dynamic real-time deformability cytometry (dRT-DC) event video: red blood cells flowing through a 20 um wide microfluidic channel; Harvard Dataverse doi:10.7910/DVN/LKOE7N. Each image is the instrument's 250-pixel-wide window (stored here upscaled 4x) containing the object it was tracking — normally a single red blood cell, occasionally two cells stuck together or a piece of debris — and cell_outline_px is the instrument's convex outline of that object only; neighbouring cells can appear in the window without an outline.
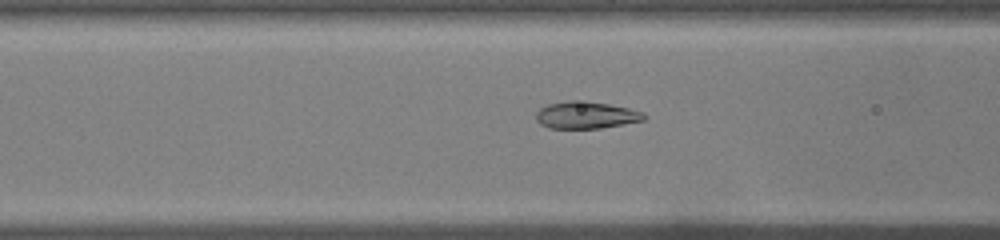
{"species": "common noctule bat (a hibernating species)", "species_latin": "Nyctalus noctula", "temperature_condition": "warm", "stored_images_in_passage": 35, "camera_frame_rate_fps": 3000, "um_per_image_px": 0.085, "animal": {"sex": "male", "body_mass_g": 19.0, "forearm_length_mm": 50.8}, "frame": {"image": 1, "passage_image": 5, "time_ms": 1.333, "image_size_px": [1000, 240], "cell_outline_px": [[648, 116], [644, 120], [624, 124], [600, 128], [548, 128], [540, 124], [536, 120], [536, 112], [540, 108], [548, 104], [568, 100], [572, 100], [608, 104], [628, 108], [644, 112]], "centroid_in_image_um": [49.81, 9.79], "position_along_channel_um": 116.8, "area_um2": 16.99}}
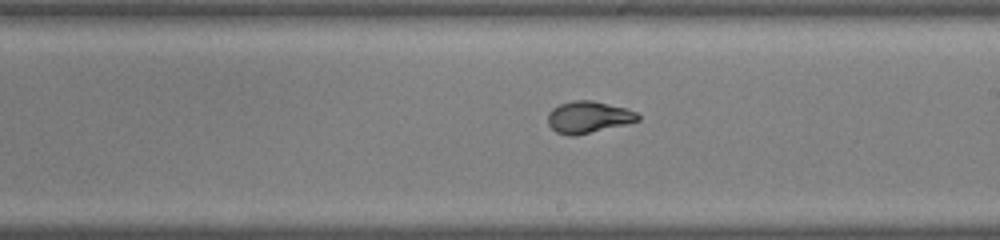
{"frame": {"image": 2, "passage_image": 14, "time_ms": 4.333, "image_size_px": [1000, 240], "cell_outline_px": [[640, 120], [576, 136], [568, 136], [556, 132], [548, 124], [548, 112], [552, 108], [560, 104], [572, 100], [592, 100], [624, 108], [636, 112], [640, 116]], "centroid_in_image_um": [49.97, 9.96], "position_along_channel_um": 239.0, "area_um2": 16.59}}
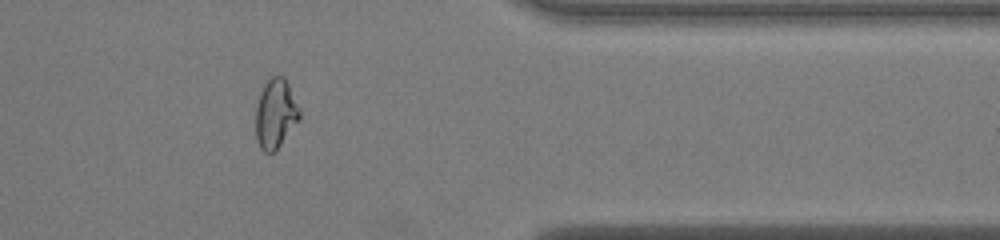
{"frame": {"image": 3, "passage_image": 26, "time_ms": 8.333, "image_size_px": [1000, 240], "cell_outline_px": [[300, 120], [280, 144], [272, 152], [264, 152], [260, 148], [256, 140], [256, 108], [260, 92], [264, 84], [272, 76], [284, 76], [300, 108]], "centroid_in_image_um": [23.42, 9.65], "position_along_channel_um": 388.0, "area_um2": 17.63}, "authors_computed_cell_mechanics": {"area_um2": 17.34, "velocity_mm_per_s": 4.0899, "shape_relaxation_time_tau1_ms": 8.9322, "shape_relaxation_time_tau2_ms": null, "deformation_change_tau1": 0.3168, "deformation_change_tau2": null}}